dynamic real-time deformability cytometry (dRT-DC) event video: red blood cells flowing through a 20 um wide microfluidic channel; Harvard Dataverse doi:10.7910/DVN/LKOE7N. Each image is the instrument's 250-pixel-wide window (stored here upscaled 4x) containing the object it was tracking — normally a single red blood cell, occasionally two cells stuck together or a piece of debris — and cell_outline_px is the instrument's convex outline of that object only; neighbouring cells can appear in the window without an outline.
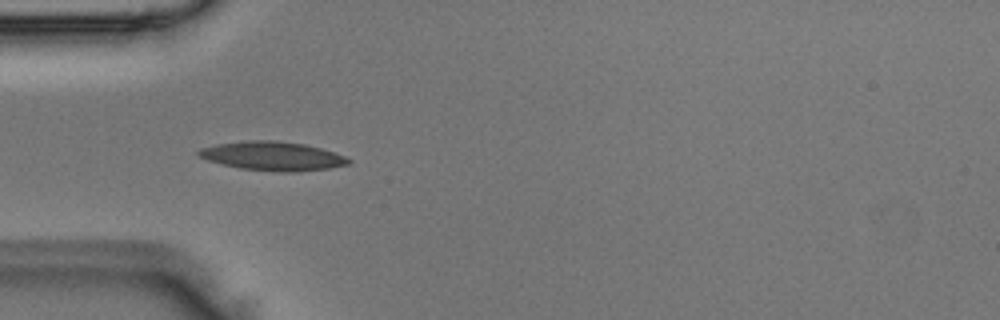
{"species": "Egyptian fruit bat (a non-hibernating species)", "species_latin": "Rousettus aegyptiacus", "temperature_condition": "room temperature", "stored_images_in_passage": 5, "camera_frame_rate_fps": 3000, "um_per_image_px": 0.085, "animal": {"sex": "male"}, "frame": {"image": 1, "passage_image": 2, "time_ms": 0.333, "image_size_px": [1000, 320], "cell_outline_px": [[352, 160], [348, 164], [328, 168], [296, 172], [280, 172], [240, 168], [220, 164], [208, 160], [200, 156], [196, 152], [200, 148], [216, 144], [252, 140], [276, 140], [304, 144], [320, 148], [344, 156]], "centroid_in_image_um": [23.15, 13.26], "position_along_channel_um": 61.9, "area_um2": 25.09}}
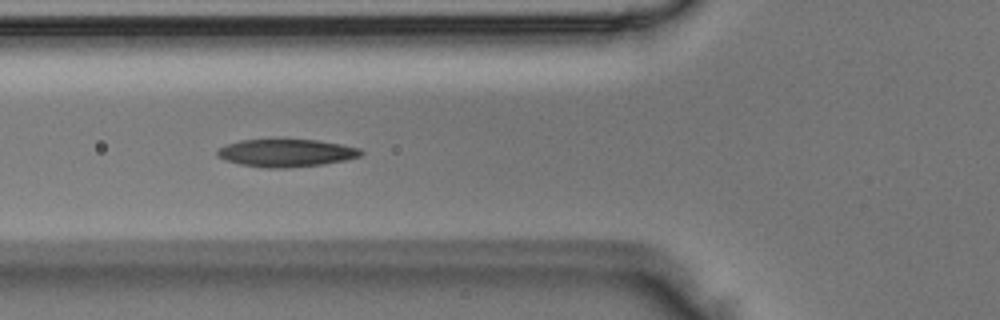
{"frame": {"image": 2, "passage_image": 3, "time_ms": 0.667, "image_size_px": [1000, 320], "cell_outline_px": [[364, 152], [360, 156], [348, 160], [324, 164], [288, 168], [264, 168], [240, 164], [216, 156], [216, 152], [224, 144], [240, 140], [320, 140], [360, 148]], "centroid_in_image_um": [24.35, 13.01], "position_along_channel_um": 101.4, "area_um2": 23.24}}
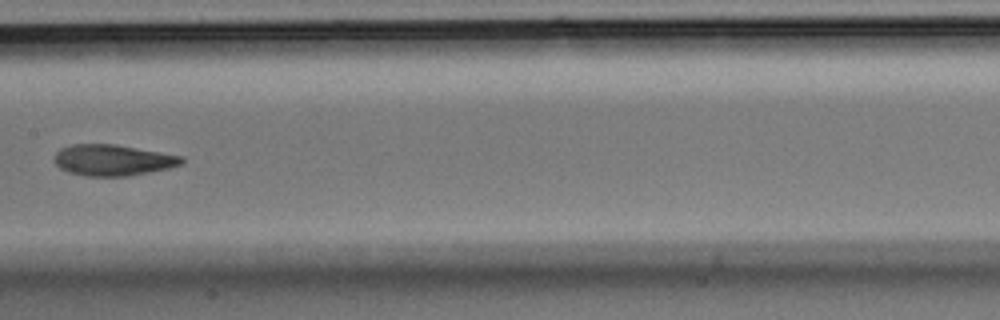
{"frame": {"image": 3, "passage_image": 5, "time_ms": 1.333, "image_size_px": [1000, 320], "cell_outline_px": [[184, 160], [180, 164], [168, 168], [128, 176], [88, 176], [68, 172], [60, 168], [56, 164], [56, 152], [60, 148], [72, 144], [116, 144], [184, 156]], "centroid_in_image_um": [9.6, 13.6], "position_along_channel_um": 197.8, "area_um2": 22.95}}